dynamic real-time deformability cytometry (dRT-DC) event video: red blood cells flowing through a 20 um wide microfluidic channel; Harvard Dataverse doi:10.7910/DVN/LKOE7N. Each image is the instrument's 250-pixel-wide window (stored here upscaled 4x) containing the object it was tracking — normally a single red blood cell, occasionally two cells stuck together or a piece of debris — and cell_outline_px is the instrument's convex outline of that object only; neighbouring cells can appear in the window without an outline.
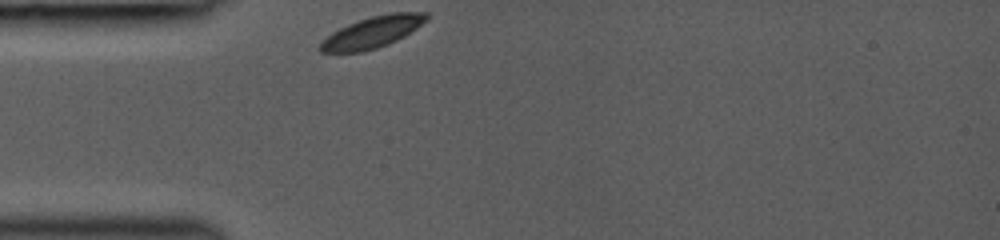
{"species": "common noctule bat (a hibernating species)", "species_latin": "Nyctalus noctula", "temperature_condition": "room temperature", "stored_images_in_passage": 35, "camera_frame_rate_fps": 3000, "um_per_image_px": 0.085, "animal": {"sex": "female", "body_mass_g": 19.0, "forearm_length_mm": 53.3}, "frame": {"image": 1, "passage_image": 1, "time_ms": 0.0, "image_size_px": [1000, 240], "cell_outline_px": [[432, 16], [428, 20], [404, 36], [388, 44], [364, 52], [320, 52], [316, 48], [320, 40], [332, 32], [348, 24], [372, 16], [392, 12], [428, 12]], "centroid_in_image_um": [31.64, 2.74], "position_along_channel_um": 53.4, "area_um2": 19.65}}
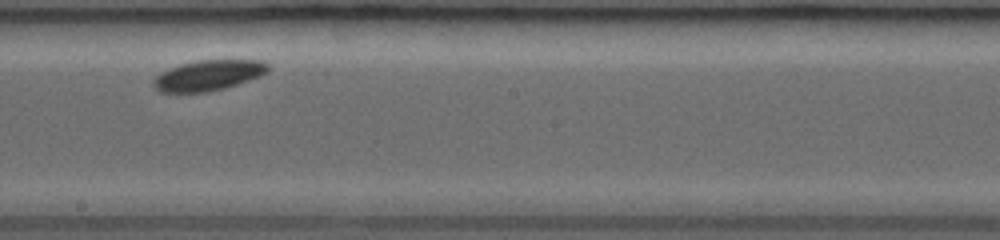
{"frame": {"image": 2, "passage_image": 17, "time_ms": 4.667, "image_size_px": [1000, 240], "cell_outline_px": [[272, 68], [268, 72], [260, 76], [224, 88], [204, 92], [160, 92], [152, 84], [152, 80], [160, 72], [168, 68], [180, 64], [196, 60], [264, 60], [272, 64]], "centroid_in_image_um": [17.74, 6.38], "position_along_channel_um": 230.5, "area_um2": 20.58}}
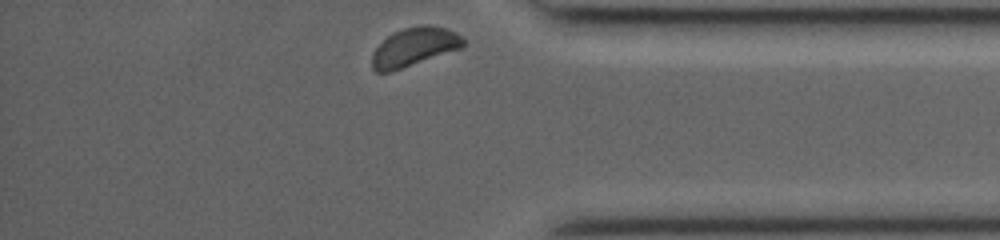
{"frame": {"image": 3, "passage_image": 34, "time_ms": 9.0, "image_size_px": [1000, 240], "cell_outline_px": [[464, 44], [460, 48], [392, 72], [376, 72], [372, 68], [372, 52], [392, 32], [404, 28], [424, 24], [428, 24], [448, 28], [456, 32], [464, 40]], "centroid_in_image_um": [35.19, 3.98], "position_along_channel_um": 400.0, "area_um2": 20.46}}